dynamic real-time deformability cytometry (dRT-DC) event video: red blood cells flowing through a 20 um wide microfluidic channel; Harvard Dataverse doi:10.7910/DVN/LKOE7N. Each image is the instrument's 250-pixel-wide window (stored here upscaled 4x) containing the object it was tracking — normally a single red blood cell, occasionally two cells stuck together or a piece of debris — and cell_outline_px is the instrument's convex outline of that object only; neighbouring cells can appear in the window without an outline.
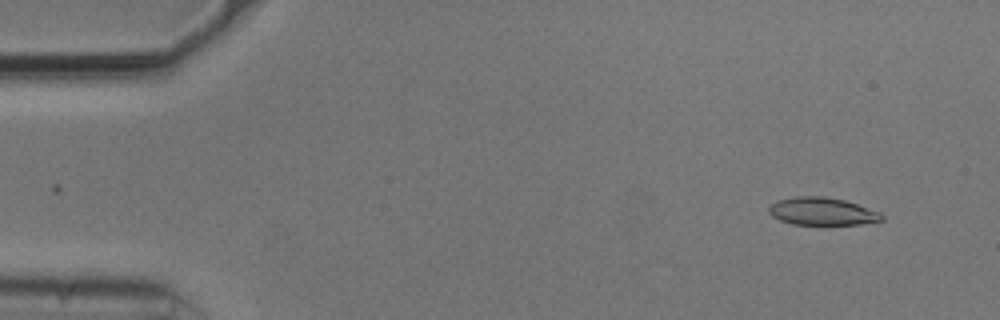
{"species": "common noctule bat (a hibernating species)", "species_latin": "Nyctalus noctula", "temperature_condition": "cold", "stored_images_in_passage": 53, "camera_frame_rate_fps": 3000, "um_per_image_px": 0.085, "animal": {"sex": "male", "body_mass_g": 20.5, "forearm_length_mm": 52.5}, "frame": {"image": 1, "passage_image": 4, "time_ms": 1.0, "image_size_px": [1000, 320], "cell_outline_px": [[884, 220], [860, 224], [824, 228], [792, 224], [780, 220], [772, 216], [768, 212], [768, 208], [772, 204], [780, 200], [796, 196], [824, 196], [844, 200], [880, 212], [884, 216]], "centroid_in_image_um": [69.9, 18.03], "position_along_channel_um": 15.1, "area_um2": 19.02}}
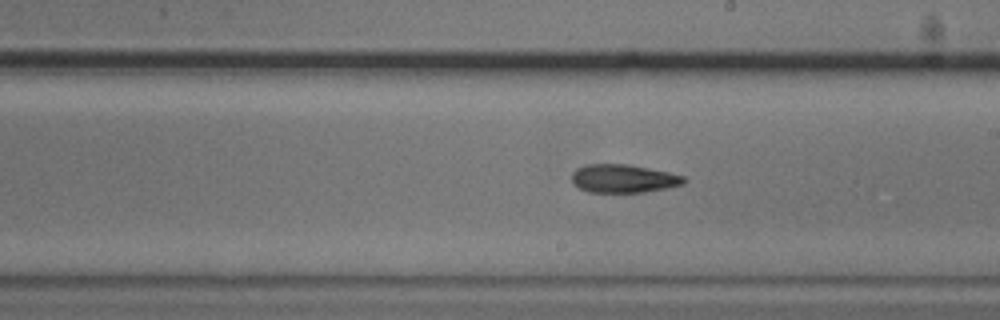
{"frame": {"image": 2, "passage_image": 30, "time_ms": 9.667, "image_size_px": [1000, 320], "cell_outline_px": [[688, 180], [684, 184], [644, 192], [588, 192], [572, 184], [572, 172], [576, 168], [588, 164], [628, 164], [668, 172], [684, 176]], "centroid_in_image_um": [52.97, 15.17], "position_along_channel_um": 236.0, "area_um2": 18.5}}
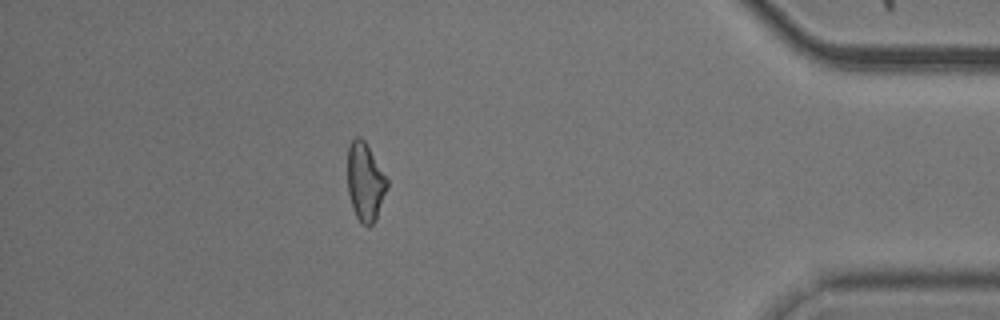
{"frame": {"image": 3, "passage_image": 47, "time_ms": 15.333, "image_size_px": [1000, 320], "cell_outline_px": [[388, 188], [376, 220], [368, 228], [356, 216], [352, 208], [348, 192], [348, 148], [352, 140], [356, 136], [360, 136], [364, 140], [388, 180]], "centroid_in_image_um": [31.05, 15.48], "position_along_channel_um": 404.2, "area_um2": 17.98}, "authors_computed_cell_mechanics": {"area_um2": 18.6694, "velocity_mm_per_s": 3.7599, "shape_relaxation_time_tau1_ms": null, "shape_relaxation_time_tau2_ms": 8.1966, "deformation_change_tau1": null, "deformation_change_tau2": 0.1842}}